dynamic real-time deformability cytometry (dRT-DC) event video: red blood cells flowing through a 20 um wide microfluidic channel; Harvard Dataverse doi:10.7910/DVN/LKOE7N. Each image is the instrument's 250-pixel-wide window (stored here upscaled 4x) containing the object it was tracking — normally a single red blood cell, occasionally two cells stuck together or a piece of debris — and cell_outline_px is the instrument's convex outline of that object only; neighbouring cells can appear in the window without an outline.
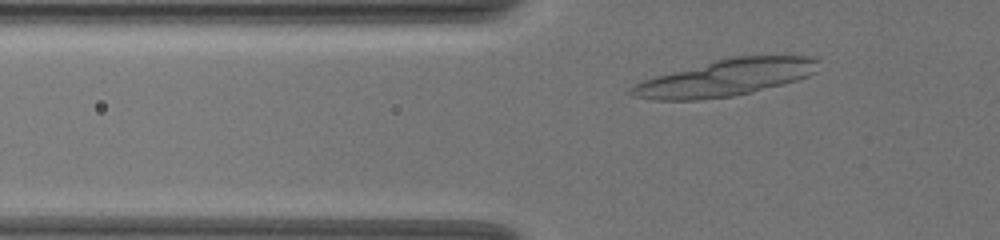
{"species": "common noctule bat (a hibernating species)", "species_latin": "Nyctalus noctula", "temperature_condition": "warm", "stored_images_in_passage": 43, "camera_frame_rate_fps": 3000, "um_per_image_px": 0.085, "animal": {"sex": "female", "body_mass_g": 19.5, "forearm_length_mm": 54.1}, "frame": {"image": 1, "passage_image": 7, "time_ms": 2.0, "image_size_px": [1000, 240], "cell_outline_px": [[820, 60], [816, 72], [808, 76], [796, 80], [752, 92], [732, 96], [696, 100], [656, 100], [632, 96], [628, 92], [636, 84], [644, 80], [656, 76], [716, 60], [732, 56], [816, 56]], "centroid_in_image_um": [61.73, 6.6], "position_along_channel_um": 64.1, "area_um2": 39.54}}